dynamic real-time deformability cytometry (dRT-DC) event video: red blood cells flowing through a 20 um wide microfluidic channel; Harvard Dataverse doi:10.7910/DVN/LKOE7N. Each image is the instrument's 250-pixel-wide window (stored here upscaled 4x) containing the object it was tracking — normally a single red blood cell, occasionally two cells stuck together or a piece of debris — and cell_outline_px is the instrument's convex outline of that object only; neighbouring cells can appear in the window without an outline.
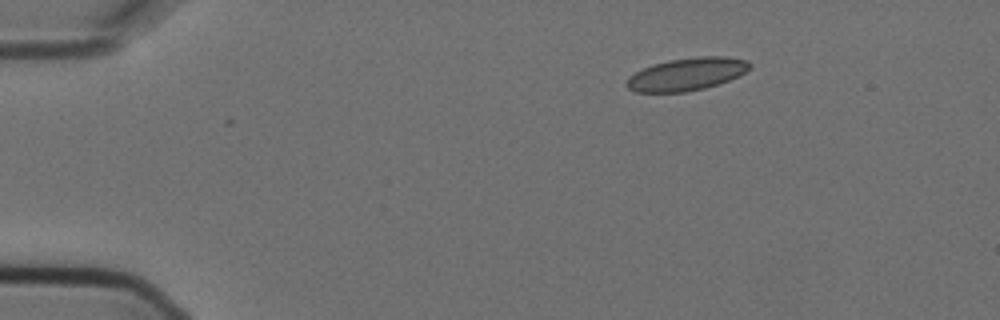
{"species": "Egyptian fruit bat (a non-hibernating species)", "species_latin": "Rousettus aegyptiacus", "temperature_condition": "cold", "stored_images_in_passage": 7, "camera_frame_rate_fps": 3000, "um_per_image_px": 0.085, "animal": {"sex": "female"}, "frame": {"image": 1, "passage_image": 1, "time_ms": 0.0, "image_size_px": [1000, 320], "cell_outline_px": [[752, 68], [740, 76], [704, 88], [684, 92], [636, 92], [628, 88], [624, 84], [628, 76], [644, 68], [668, 60], [696, 56], [724, 56], [748, 60], [752, 64]], "centroid_in_image_um": [58.4, 6.29], "position_along_channel_um": 26.6, "area_um2": 23.52}}
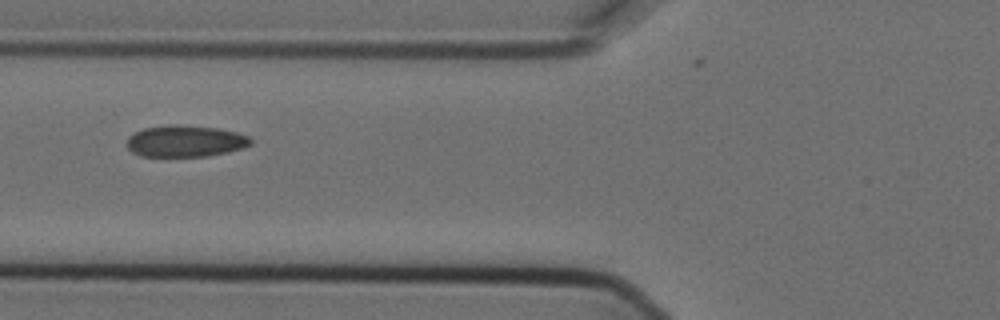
{"frame": {"image": 2, "passage_image": 4, "time_ms": 1.0, "image_size_px": [1000, 320], "cell_outline_px": [[252, 144], [244, 148], [208, 156], [140, 156], [132, 152], [128, 148], [128, 136], [144, 128], [168, 124], [176, 124], [220, 128], [236, 132], [248, 136], [252, 140]], "centroid_in_image_um": [15.77, 11.99], "position_along_channel_um": 110.0, "area_um2": 22.89}}
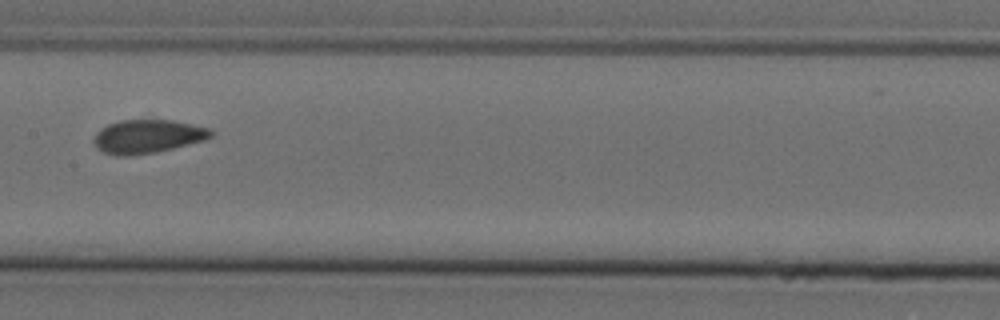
{"frame": {"image": 3, "passage_image": 6, "time_ms": 1.667, "image_size_px": [1000, 320], "cell_outline_px": [[212, 136], [204, 140], [156, 152], [128, 156], [116, 156], [104, 152], [96, 148], [92, 140], [96, 132], [100, 128], [108, 124], [120, 120], [172, 120], [212, 128]], "centroid_in_image_um": [12.51, 11.59], "position_along_channel_um": 194.9, "area_um2": 23.0}}